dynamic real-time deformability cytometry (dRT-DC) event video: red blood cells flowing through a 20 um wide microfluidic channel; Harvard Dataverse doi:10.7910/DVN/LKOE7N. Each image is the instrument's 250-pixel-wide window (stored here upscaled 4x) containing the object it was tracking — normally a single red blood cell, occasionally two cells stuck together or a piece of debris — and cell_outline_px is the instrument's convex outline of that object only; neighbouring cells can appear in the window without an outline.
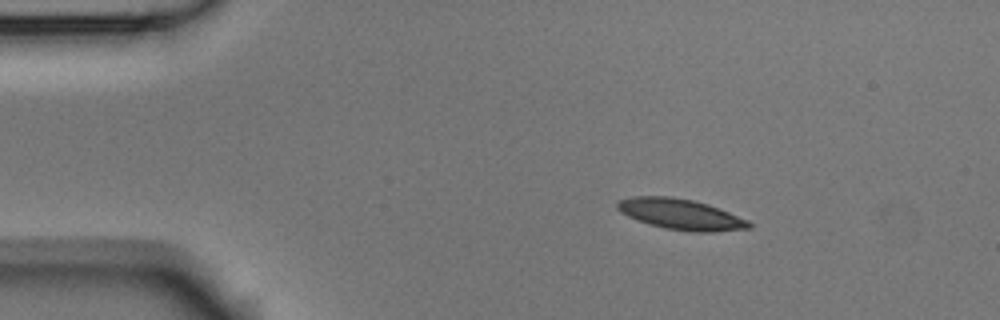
{"species": "Egyptian fruit bat (a non-hibernating species)", "species_latin": "Rousettus aegyptiacus", "temperature_condition": "room temperature", "stored_images_in_passage": 3, "camera_frame_rate_fps": 3000, "um_per_image_px": 0.085, "animal": {"sex": "male"}, "frame": {"image": 1, "passage_image": 1, "time_ms": 0.0, "image_size_px": [1000, 320], "cell_outline_px": [[752, 228], [716, 232], [692, 232], [664, 228], [648, 224], [628, 216], [620, 212], [616, 208], [616, 200], [632, 196], [672, 196], [692, 200], [708, 204], [748, 220], [752, 224]], "centroid_in_image_um": [57.84, 18.21], "position_along_channel_um": 27.2, "area_um2": 23.76}}
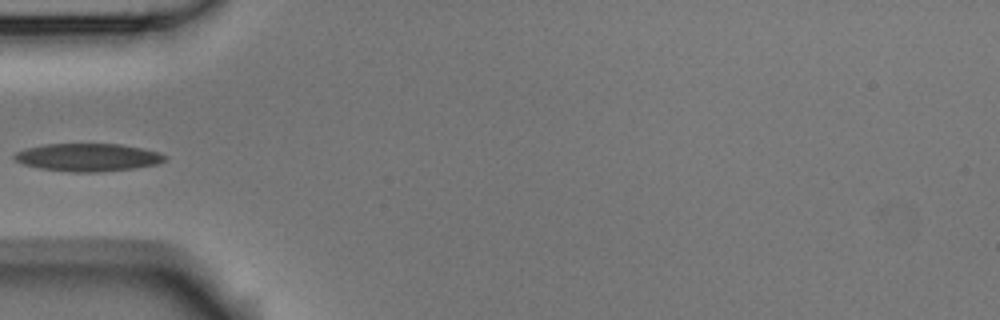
{"frame": {"image": 2, "passage_image": 3, "time_ms": 0.667, "image_size_px": [1000, 320], "cell_outline_px": [[168, 160], [160, 164], [136, 168], [100, 172], [72, 172], [40, 168], [24, 164], [16, 160], [12, 156], [16, 152], [28, 148], [44, 144], [120, 144], [144, 148], [160, 152], [168, 156]], "centroid_in_image_um": [7.57, 13.37], "position_along_channel_um": 77.4, "area_um2": 24.62}}